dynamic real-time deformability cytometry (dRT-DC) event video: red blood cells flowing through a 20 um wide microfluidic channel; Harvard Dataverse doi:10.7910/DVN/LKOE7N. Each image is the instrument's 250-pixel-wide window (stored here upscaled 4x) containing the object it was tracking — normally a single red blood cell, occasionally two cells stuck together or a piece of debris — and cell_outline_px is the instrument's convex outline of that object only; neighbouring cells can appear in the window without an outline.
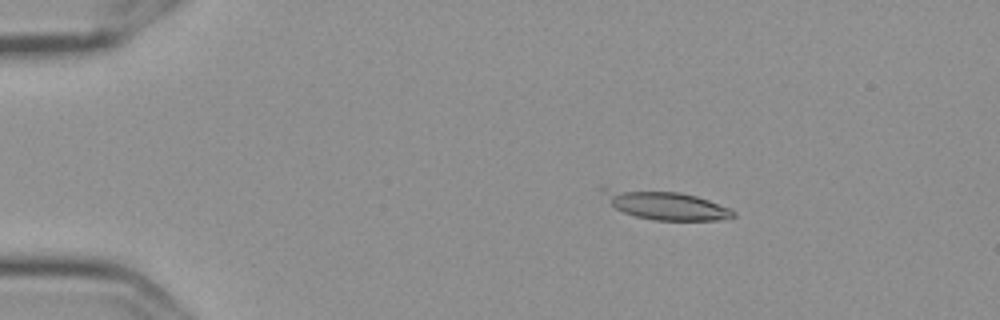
{"species": "Egyptian fruit bat (a non-hibernating species)", "species_latin": "Rousettus aegyptiacus", "temperature_condition": "cold", "stored_images_in_passage": 48, "camera_frame_rate_fps": 3000, "um_per_image_px": 0.085, "frame": {"image": 1, "passage_image": 1, "time_ms": 0.0, "image_size_px": [1000, 320], "cell_outline_px": [[736, 216], [720, 220], [652, 220], [636, 216], [624, 212], [616, 208], [600, 192], [600, 184], [680, 192], [696, 196], [708, 200], [728, 208], [736, 212]], "centroid_in_image_um": [56.43, 17.37], "position_along_channel_um": 28.6, "area_um2": 22.43}}
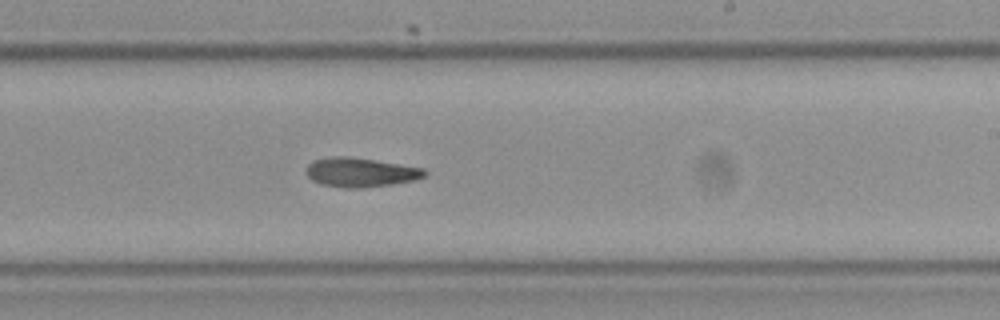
{"frame": {"image": 2, "passage_image": 26, "time_ms": 8.333, "image_size_px": [1000, 320], "cell_outline_px": [[428, 172], [424, 176], [416, 180], [392, 184], [360, 188], [344, 188], [320, 184], [312, 180], [304, 172], [304, 168], [312, 160], [332, 156], [348, 156], [424, 168]], "centroid_in_image_um": [30.59, 14.65], "position_along_channel_um": 258.4, "area_um2": 20.35}}
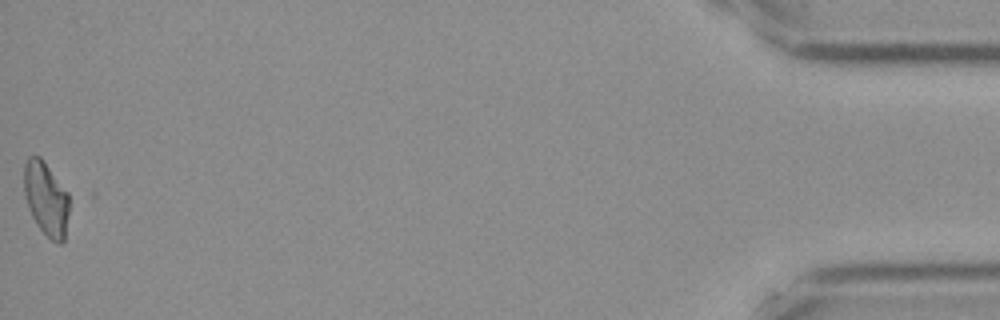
{"frame": {"image": 3, "passage_image": 48, "time_ms": 15.667, "image_size_px": [1000, 320], "cell_outline_px": [[68, 212], [64, 240], [60, 244], [52, 240], [40, 228], [32, 216], [28, 208], [24, 196], [24, 164], [28, 156], [40, 156], [68, 192]], "centroid_in_image_um": [3.9, 16.86], "position_along_channel_um": 431.3, "area_um2": 19.25}, "authors_computed_cell_mechanics": {"area_um2": 20.3456, "velocity_mm_per_s": 3.6089, "shape_relaxation_time_tau1_ms": 7.871, "shape_relaxation_time_tau2_ms": null, "deformation_change_tau1": 0.19, "deformation_change_tau2": null}}